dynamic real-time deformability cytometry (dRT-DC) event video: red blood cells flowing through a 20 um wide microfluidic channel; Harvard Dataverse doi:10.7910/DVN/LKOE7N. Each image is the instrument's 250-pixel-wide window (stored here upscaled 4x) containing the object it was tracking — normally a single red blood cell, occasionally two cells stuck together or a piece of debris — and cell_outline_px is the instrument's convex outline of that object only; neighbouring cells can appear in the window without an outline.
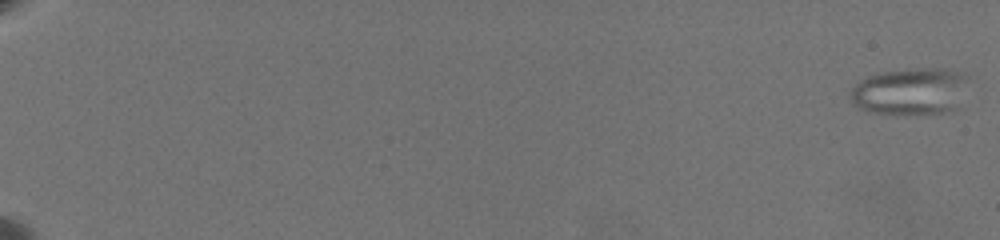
{"species": "common noctule bat (a hibernating species)", "species_latin": "Nyctalus noctula", "temperature_condition": "warm", "stored_images_in_passage": 65, "camera_frame_rate_fps": 3000, "um_per_image_px": 0.085, "animal": {"sex": "female", "body_mass_g": 19.5, "forearm_length_mm": 54.1}, "frame": {"image": 1, "passage_image": 2, "time_ms": 0.333, "image_size_px": [1000, 240], "cell_outline_px": [[968, 80], [956, 108], [940, 112], [896, 116], [868, 112], [852, 104], [848, 96], [848, 92], [860, 80], [868, 76], [880, 72], [924, 68], [932, 68], [952, 72], [968, 76]], "centroid_in_image_um": [77.26, 7.81], "position_along_channel_um": 7.7, "area_um2": 32.31}}
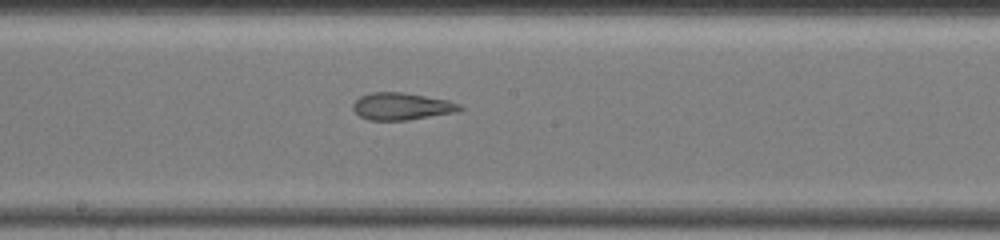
{"frame": {"image": 2, "passage_image": 40, "time_ms": 13.0, "image_size_px": [1000, 240], "cell_outline_px": [[464, 108], [456, 112], [408, 120], [368, 120], [360, 116], [352, 108], [352, 104], [360, 96], [372, 92], [404, 92], [448, 100], [460, 104]], "centroid_in_image_um": [34.14, 9.03], "position_along_channel_um": 214.1, "area_um2": 16.94}}
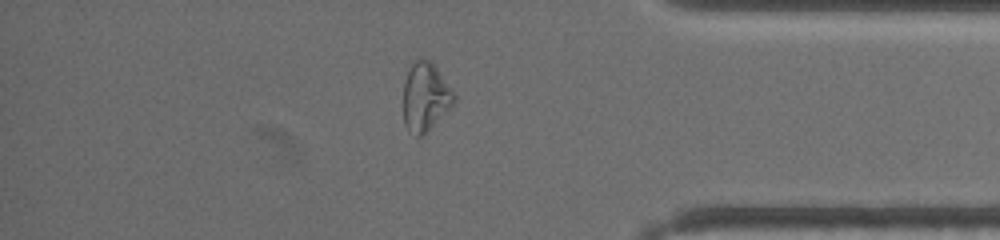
{"frame": {"image": 3, "passage_image": 57, "time_ms": 18.667, "image_size_px": [1000, 240], "cell_outline_px": [[456, 100], [428, 132], [424, 136], [416, 136], [408, 132], [404, 124], [404, 80], [412, 60], [420, 56], [432, 60], [456, 96]], "centroid_in_image_um": [36.14, 8.2], "position_along_channel_um": 399.1, "area_um2": 20.69}, "authors_computed_cell_mechanics": {"area_um2": 24.0448, "velocity_mm_per_s": 3.5328, "shape_relaxation_time_tau1_ms": null, "shape_relaxation_time_tau2_ms": 2.0157, "deformation_change_tau1": null, "deformation_change_tau2": 0.1141}}